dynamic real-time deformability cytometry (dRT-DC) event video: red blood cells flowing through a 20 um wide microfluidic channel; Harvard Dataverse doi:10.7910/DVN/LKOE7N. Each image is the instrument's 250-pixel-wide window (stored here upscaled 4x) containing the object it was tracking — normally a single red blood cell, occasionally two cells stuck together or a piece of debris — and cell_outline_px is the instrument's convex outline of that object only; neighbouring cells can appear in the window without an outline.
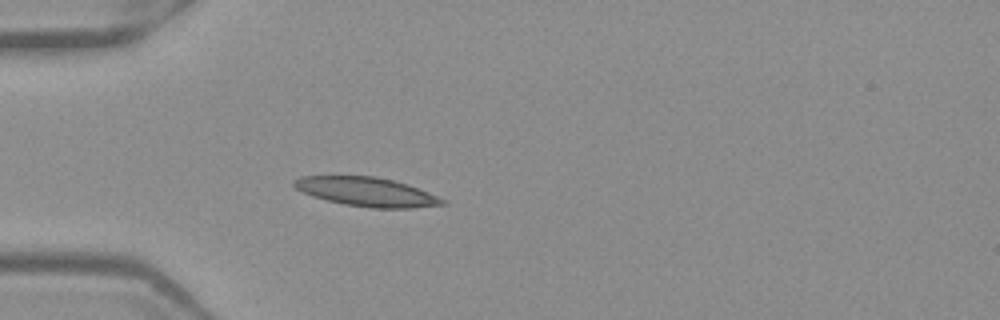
{"species": "Egyptian fruit bat (a non-hibernating species)", "species_latin": "Rousettus aegyptiacus", "temperature_condition": "warm", "stored_images_in_passage": 38, "camera_frame_rate_fps": 3000, "um_per_image_px": 0.085, "frame": {"image": 1, "passage_image": 1, "time_ms": 0.0, "image_size_px": [1000, 320], "cell_outline_px": [[448, 204], [412, 208], [372, 208], [344, 204], [312, 196], [296, 188], [292, 184], [292, 180], [300, 176], [376, 176], [408, 184], [448, 200]], "centroid_in_image_um": [31.2, 16.3], "position_along_channel_um": 53.8, "area_um2": 25.14}}
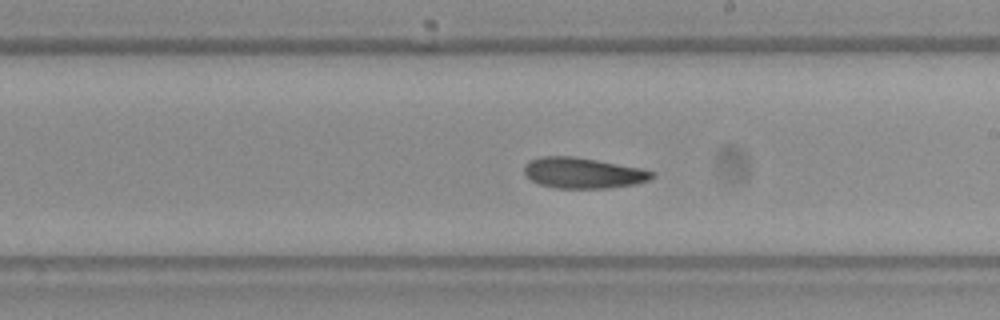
{"frame": {"image": 2, "passage_image": 16, "time_ms": 5.0, "image_size_px": [1000, 320], "cell_outline_px": [[656, 176], [648, 180], [636, 184], [608, 188], [556, 188], [540, 184], [532, 180], [524, 172], [524, 164], [528, 160], [540, 156], [572, 156], [644, 168], [656, 172]], "centroid_in_image_um": [49.59, 14.69], "position_along_channel_um": 239.4, "area_um2": 23.06}}
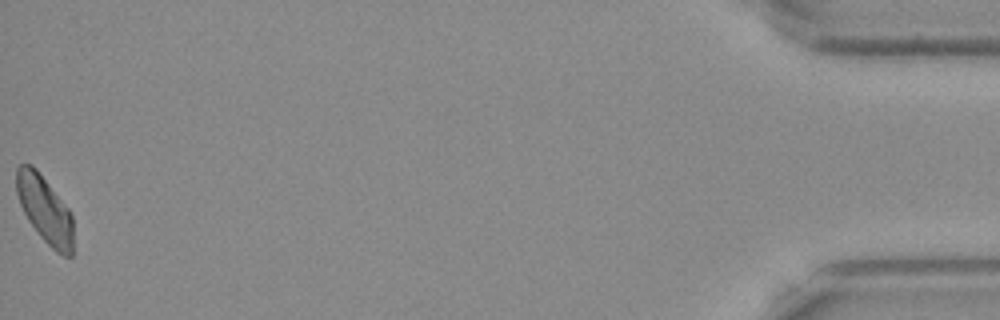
{"frame": {"image": 3, "passage_image": 38, "time_ms": 12.333, "image_size_px": [1000, 320], "cell_outline_px": [[72, 256], [64, 256], [56, 252], [40, 236], [28, 220], [20, 204], [16, 192], [16, 168], [20, 164], [32, 164], [36, 168], [68, 208], [72, 216]], "centroid_in_image_um": [3.79, 17.79], "position_along_channel_um": 431.4, "area_um2": 22.02}, "authors_computed_cell_mechanics": {"area_um2": 23.0622, "velocity_mm_per_s": 3.9049, "shape_relaxation_time_tau1_ms": 5.7533, "shape_relaxation_time_tau2_ms": 10.0141, "deformation_change_tau1": 0.1292, "deformation_change_tau2": 0.1687}}